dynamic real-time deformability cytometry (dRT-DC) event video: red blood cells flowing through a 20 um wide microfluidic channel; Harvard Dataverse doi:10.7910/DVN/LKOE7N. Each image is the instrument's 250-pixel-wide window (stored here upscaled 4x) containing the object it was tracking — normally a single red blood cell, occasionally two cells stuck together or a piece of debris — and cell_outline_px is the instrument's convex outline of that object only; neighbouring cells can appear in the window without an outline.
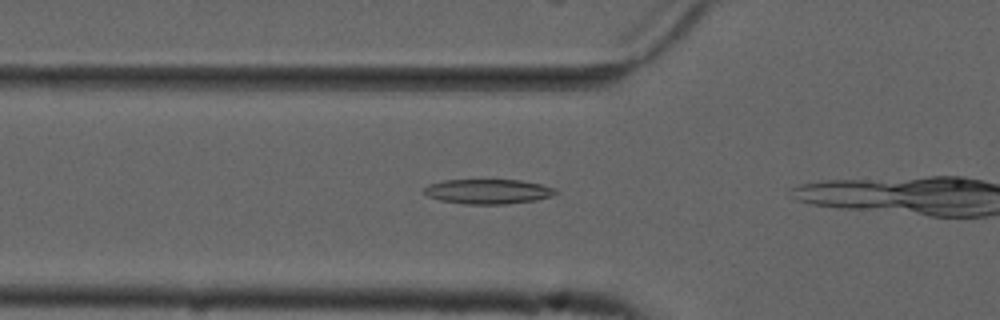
{"species": "common noctule bat (a hibernating species)", "species_latin": "Nyctalus noctula", "temperature_condition": "cold", "stored_images_in_passage": 4, "camera_frame_rate_fps": 3000, "um_per_image_px": 0.085, "animal": {"sex": "male", "forearm_length_mm": 52.5}, "frame": {"image": 1, "passage_image": 3, "time_ms": 0.667, "image_size_px": [1000, 320], "cell_outline_px": [[560, 192], [552, 196], [536, 200], [504, 204], [464, 204], [440, 200], [428, 196], [424, 192], [424, 188], [428, 184], [444, 180], [520, 180], [540, 184], [556, 188]], "centroid_in_image_um": [41.51, 16.27], "position_along_channel_um": 84.3, "area_um2": 19.02}}